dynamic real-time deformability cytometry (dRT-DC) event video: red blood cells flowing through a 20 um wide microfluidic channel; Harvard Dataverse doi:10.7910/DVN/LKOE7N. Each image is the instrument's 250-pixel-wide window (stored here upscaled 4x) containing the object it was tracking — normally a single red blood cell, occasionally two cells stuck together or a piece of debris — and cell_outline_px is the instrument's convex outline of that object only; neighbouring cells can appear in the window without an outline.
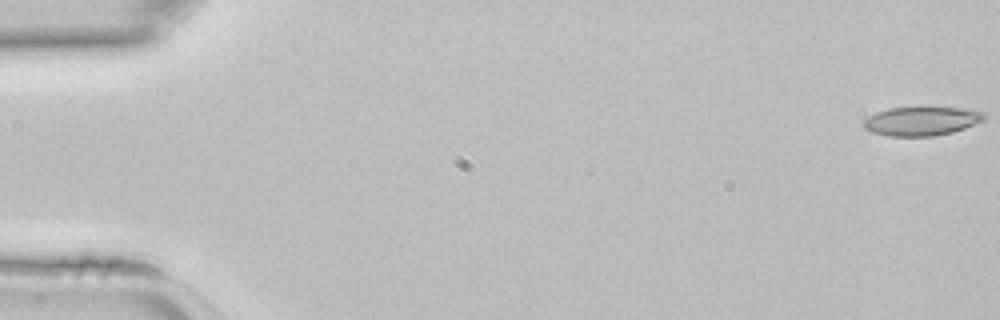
{"species": "common noctule bat (a hibernating species)", "species_latin": "Nyctalus noctula", "temperature_condition": "room temperature", "stored_images_in_passage": 15, "camera_frame_rate_fps": 3000, "um_per_image_px": 0.085, "animal": {"sex": "female", "body_mass_g": 22.7, "forearm_length_mm": 54.2}, "frame": {"image": 1, "passage_image": 1, "time_ms": 0.0, "image_size_px": [1000, 320], "cell_outline_px": [[984, 120], [964, 128], [952, 132], [932, 136], [888, 136], [872, 132], [864, 128], [860, 124], [868, 116], [876, 112], [888, 108], [968, 108], [984, 112]], "centroid_in_image_um": [78.29, 10.3], "position_along_channel_um": 6.7, "area_um2": 20.23}}
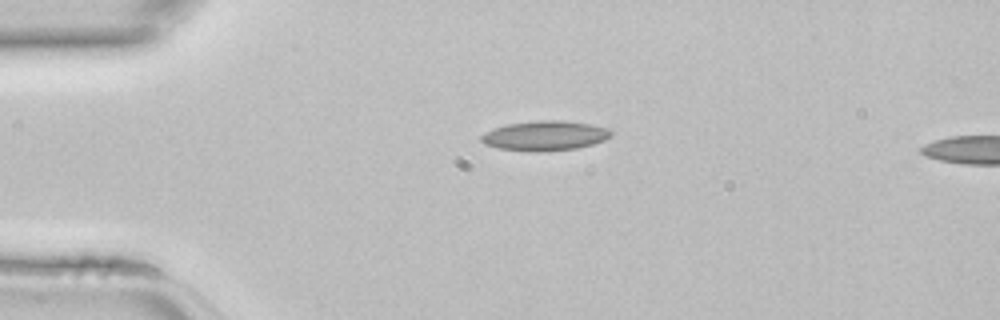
{"frame": {"image": 2, "passage_image": 11, "time_ms": 3.333, "image_size_px": [1000, 320], "cell_outline_px": [[612, 136], [604, 140], [592, 144], [576, 148], [540, 152], [528, 152], [496, 148], [484, 144], [480, 140], [480, 136], [484, 132], [508, 124], [540, 120], [560, 120], [588, 124], [608, 128], [612, 132]], "centroid_in_image_um": [46.29, 11.55], "position_along_channel_um": 38.7, "area_um2": 22.54}}